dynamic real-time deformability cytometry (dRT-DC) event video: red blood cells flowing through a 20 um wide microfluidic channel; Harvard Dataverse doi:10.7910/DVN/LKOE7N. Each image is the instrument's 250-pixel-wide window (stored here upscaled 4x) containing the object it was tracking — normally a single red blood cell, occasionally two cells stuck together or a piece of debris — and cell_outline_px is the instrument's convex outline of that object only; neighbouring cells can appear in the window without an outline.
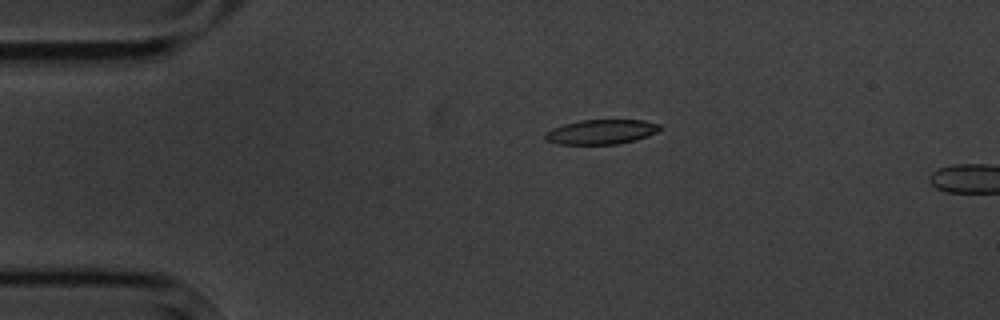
{"species": "common noctule bat (a hibernating species)", "species_latin": "Nyctalus noctula", "temperature_condition": "cold", "stored_images_in_passage": 2, "camera_frame_rate_fps": 3000, "um_per_image_px": 0.085, "animal": {"sex": "male", "body_mass_g": 20.1, "forearm_length_mm": 53.5}, "frame": {"image": 1, "passage_image": 1, "time_ms": 0.0, "image_size_px": [1000, 320], "cell_outline_px": [[664, 128], [648, 136], [616, 144], [560, 144], [544, 140], [544, 132], [552, 128], [564, 124], [580, 120], [644, 120], [660, 124]], "centroid_in_image_um": [51.09, 11.2], "position_along_channel_um": 33.9, "area_um2": 16.53}}